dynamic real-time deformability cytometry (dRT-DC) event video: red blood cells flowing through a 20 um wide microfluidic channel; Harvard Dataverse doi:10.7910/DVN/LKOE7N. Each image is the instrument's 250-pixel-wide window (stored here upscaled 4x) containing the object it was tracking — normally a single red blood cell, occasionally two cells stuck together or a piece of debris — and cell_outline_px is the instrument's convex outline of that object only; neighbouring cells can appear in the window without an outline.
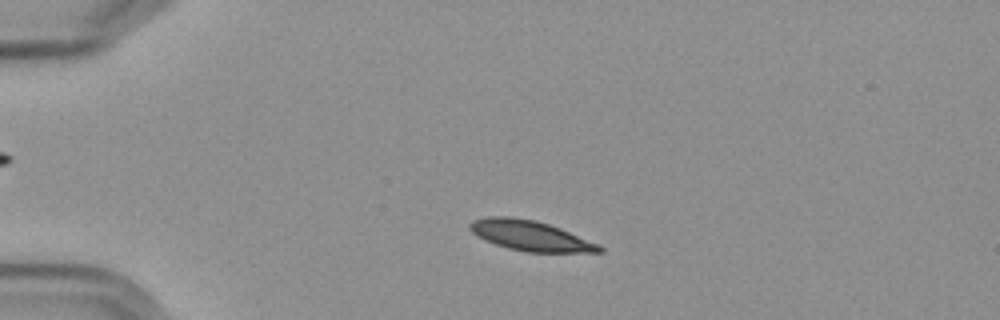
{"species": "Egyptian fruit bat (a non-hibernating species)", "species_latin": "Rousettus aegyptiacus", "temperature_condition": "cold", "stored_images_in_passage": 9, "camera_frame_rate_fps": 3000, "um_per_image_px": 0.085, "frame": {"image": 1, "passage_image": 2, "time_ms": 1.333, "image_size_px": [1000, 320], "cell_outline_px": [[604, 252], [528, 252], [508, 248], [484, 240], [476, 236], [468, 228], [468, 224], [472, 220], [488, 216], [512, 216], [536, 220], [560, 228], [600, 244], [604, 248]], "centroid_in_image_um": [45.06, 20.02], "position_along_channel_um": 39.9, "area_um2": 22.95}}
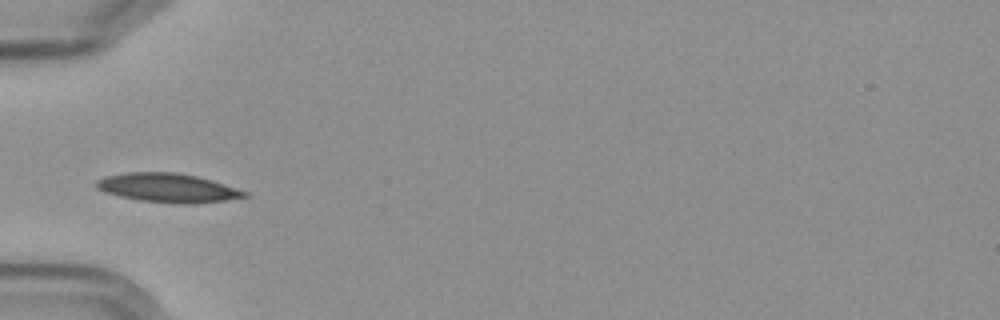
{"frame": {"image": 2, "passage_image": 3, "time_ms": 3.333, "image_size_px": [1000, 320], "cell_outline_px": [[248, 196], [224, 200], [196, 204], [176, 204], [140, 200], [120, 196], [104, 192], [96, 188], [96, 180], [108, 176], [128, 172], [176, 172], [196, 176], [212, 180], [248, 192]], "centroid_in_image_um": [14.26, 15.97], "position_along_channel_um": 70.7, "area_um2": 24.91}}
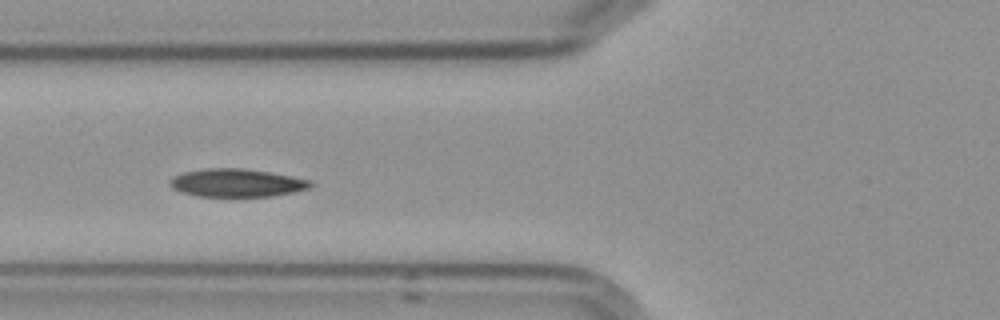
{"frame": {"image": 3, "passage_image": 4, "time_ms": 4.333, "image_size_px": [1000, 320], "cell_outline_px": [[316, 184], [308, 188], [292, 192], [272, 196], [196, 196], [180, 192], [172, 188], [168, 184], [168, 180], [172, 176], [184, 172], [208, 168], [244, 168], [292, 176], [312, 180]], "centroid_in_image_um": [20.1, 15.54], "position_along_channel_um": 105.7, "area_um2": 23.12}}